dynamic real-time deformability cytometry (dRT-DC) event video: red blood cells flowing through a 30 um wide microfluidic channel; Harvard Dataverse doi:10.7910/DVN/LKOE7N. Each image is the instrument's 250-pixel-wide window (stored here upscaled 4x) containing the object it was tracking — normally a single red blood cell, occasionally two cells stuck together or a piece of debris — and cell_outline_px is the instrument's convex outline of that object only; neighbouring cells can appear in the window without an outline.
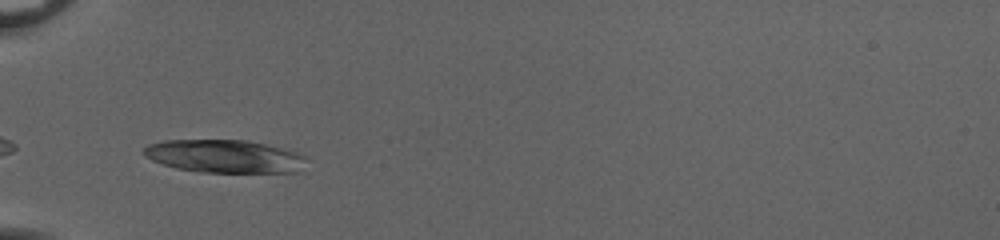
{"species": "common noctule bat (a hibernating species)", "species_latin": "Nyctalus noctula", "temperature_condition": "cold", "stored_images_in_passage": 31, "camera_frame_rate_fps": 3000, "um_per_image_px": 0.085, "animal": {"sex": "female", "body_mass_g": 20.0, "forearm_length_mm": 54.0}, "frame": {"image": 1, "passage_image": 1, "time_ms": 0.0, "image_size_px": [1000, 240], "cell_outline_px": [[300, 172], [200, 172], [176, 168], [152, 160], [144, 156], [144, 148], [148, 144], [164, 140], [244, 140], [264, 144], [296, 152], [300, 156]], "centroid_in_image_um": [18.96, 13.28], "position_along_channel_um": 66.0, "area_um2": 30.58}}
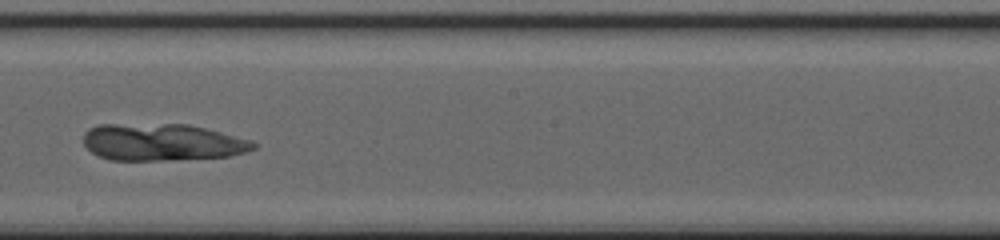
{"frame": {"image": 2, "passage_image": 14, "time_ms": 4.333, "image_size_px": [1000, 240], "cell_outline_px": [[256, 148], [244, 152], [228, 156], [168, 160], [108, 160], [92, 152], [84, 144], [84, 132], [88, 128], [100, 124], [188, 124], [252, 140], [256, 144]], "centroid_in_image_um": [13.76, 12.08], "position_along_channel_um": 234.4, "area_um2": 36.59}}
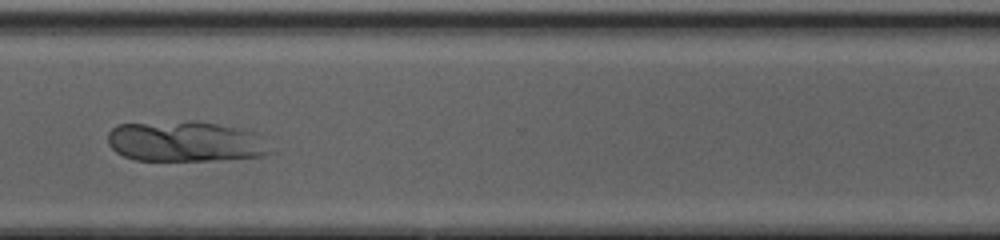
{"frame": {"image": 3, "passage_image": 23, "time_ms": 7.333, "image_size_px": [1000, 240], "cell_outline_px": [[272, 152], [260, 156], [212, 160], [136, 160], [124, 156], [116, 152], [108, 144], [108, 132], [116, 124], [192, 120], [196, 120], [244, 128], [256, 132], [264, 136]], "centroid_in_image_um": [15.78, 12.0], "position_along_channel_um": 354.8, "area_um2": 38.96}}